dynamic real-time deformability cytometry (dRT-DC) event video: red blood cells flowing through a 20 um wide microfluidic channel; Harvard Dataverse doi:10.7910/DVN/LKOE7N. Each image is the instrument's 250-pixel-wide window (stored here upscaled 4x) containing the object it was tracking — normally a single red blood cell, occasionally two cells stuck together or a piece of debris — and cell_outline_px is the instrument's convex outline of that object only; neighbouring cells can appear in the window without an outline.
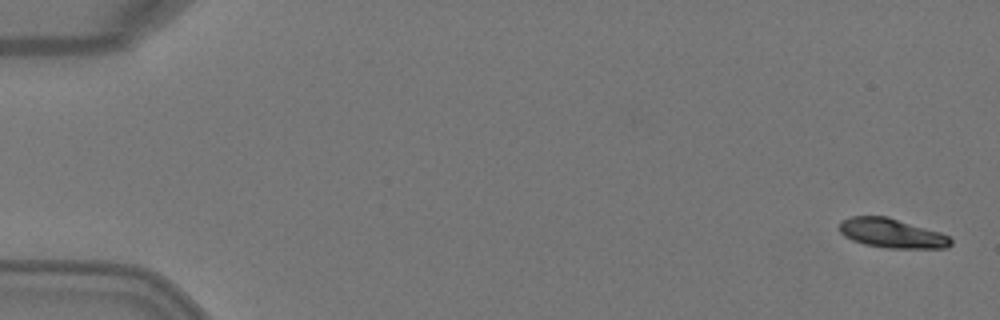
{"species": "Egyptian fruit bat (a non-hibernating species)", "species_latin": "Rousettus aegyptiacus", "temperature_condition": "warm", "stored_images_in_passage": 5, "camera_frame_rate_fps": 3000, "um_per_image_px": 0.085, "animal": {"sex": "female"}, "frame": {"image": 1, "passage_image": 1, "time_ms": 0.0, "image_size_px": [1000, 320], "cell_outline_px": [[952, 244], [948, 248], [888, 248], [864, 244], [852, 240], [844, 236], [840, 232], [840, 220], [852, 216], [888, 216], [940, 232], [948, 236], [952, 240]], "centroid_in_image_um": [75.8, 19.82], "position_along_channel_um": 9.2, "area_um2": 19.13}}
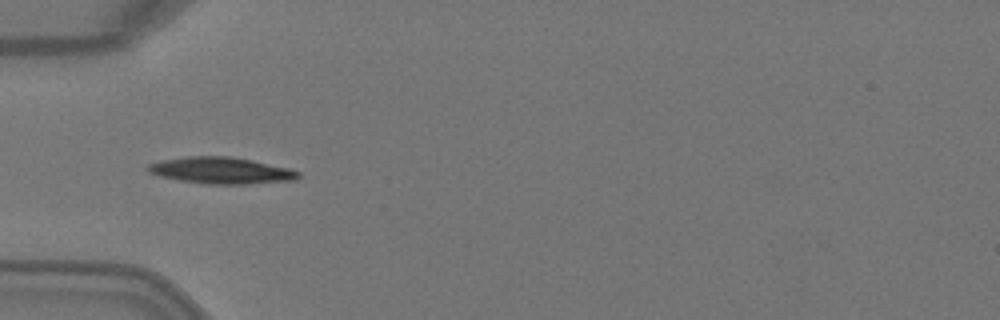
{"frame": {"image": 2, "passage_image": 4, "time_ms": 1.0, "image_size_px": [1000, 320], "cell_outline_px": [[300, 176], [296, 180], [248, 184], [204, 184], [180, 180], [160, 176], [148, 172], [144, 168], [148, 164], [164, 160], [188, 156], [228, 156], [252, 160], [292, 168], [300, 172]], "centroid_in_image_um": [18.83, 14.49], "position_along_channel_um": 66.2, "area_um2": 23.41}}